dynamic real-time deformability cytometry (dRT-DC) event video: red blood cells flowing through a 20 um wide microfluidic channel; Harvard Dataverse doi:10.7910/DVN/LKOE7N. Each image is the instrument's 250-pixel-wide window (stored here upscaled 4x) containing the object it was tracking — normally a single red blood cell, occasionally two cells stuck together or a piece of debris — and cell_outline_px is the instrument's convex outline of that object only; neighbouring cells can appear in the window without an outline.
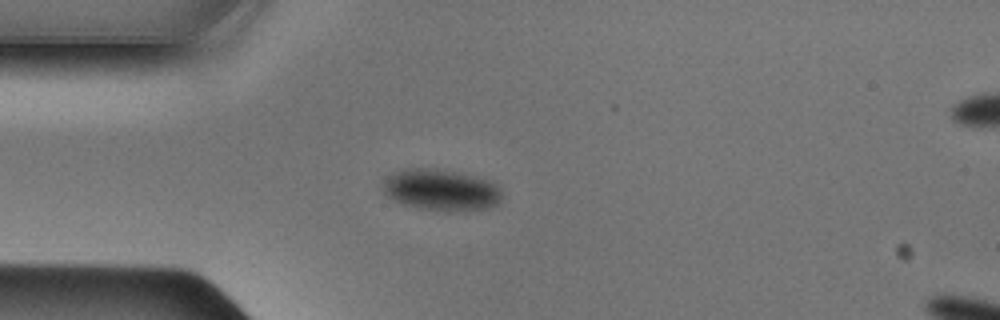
{"species": "Egyptian fruit bat (a non-hibernating species)", "species_latin": "Rousettus aegyptiacus", "temperature_condition": "cold", "stored_images_in_passage": 37, "camera_frame_rate_fps": 3000, "um_per_image_px": 0.085, "animal": {"sex": "male"}, "frame": {"image": 1, "passage_image": 1, "time_ms": 0.0, "image_size_px": [1000, 320], "cell_outline_px": [[500, 200], [496, 204], [488, 208], [420, 208], [404, 204], [388, 196], [384, 192], [380, 184], [392, 172], [400, 168], [440, 168], [476, 176], [492, 180], [500, 188]], "centroid_in_image_um": [37.44, 16.06], "position_along_channel_um": 47.6, "area_um2": 28.15}}
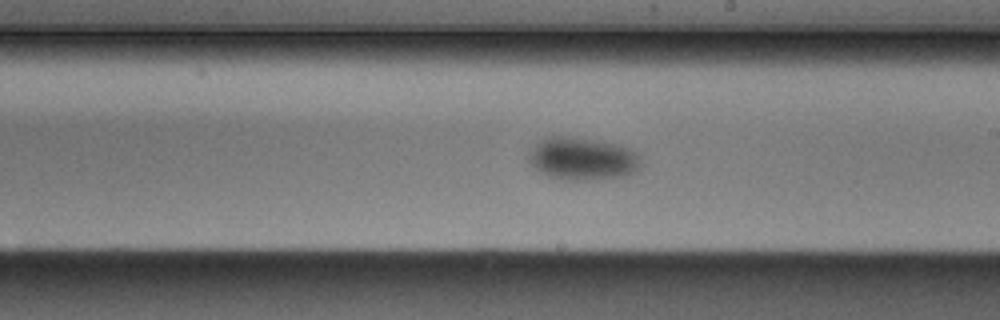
{"frame": {"image": 2, "passage_image": 16, "time_ms": 5.0, "image_size_px": [1000, 320], "cell_outline_px": [[644, 164], [636, 172], [624, 176], [592, 180], [572, 180], [552, 176], [536, 168], [528, 160], [528, 152], [540, 140], [548, 136], [560, 136], [596, 140], [620, 144], [632, 148], [640, 152]], "centroid_in_image_um": [49.63, 13.48], "position_along_channel_um": 239.4, "area_um2": 28.21}}
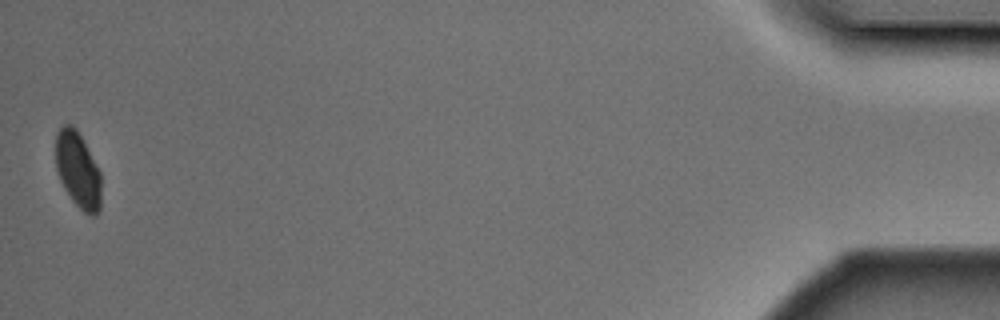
{"frame": {"image": 3, "passage_image": 37, "time_ms": 12.0, "image_size_px": [1000, 320], "cell_outline_px": [[100, 212], [96, 216], [92, 216], [84, 212], [72, 200], [64, 188], [60, 180], [56, 168], [56, 132], [64, 124], [72, 124], [76, 128], [100, 172]], "centroid_in_image_um": [6.61, 14.46], "position_along_channel_um": 428.6, "area_um2": 20.0}}